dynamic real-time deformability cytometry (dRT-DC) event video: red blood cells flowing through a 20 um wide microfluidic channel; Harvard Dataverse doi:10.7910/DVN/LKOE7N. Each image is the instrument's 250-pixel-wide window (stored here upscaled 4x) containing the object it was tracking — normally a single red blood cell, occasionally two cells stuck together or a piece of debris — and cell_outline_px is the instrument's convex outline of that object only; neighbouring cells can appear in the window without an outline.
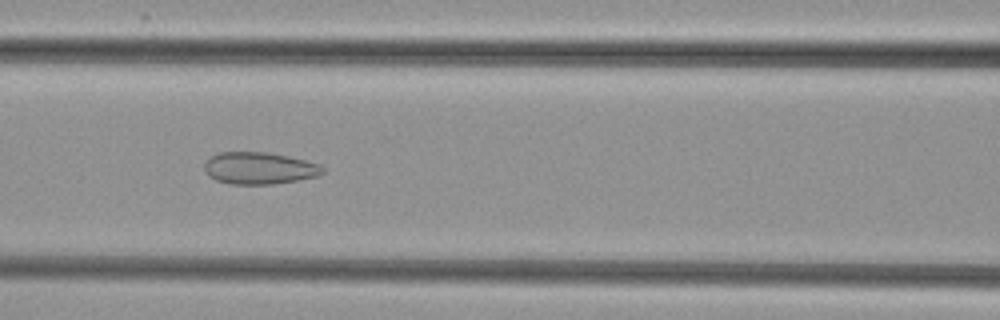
{"species": "common noctule bat (a hibernating species)", "species_latin": "Nyctalus noctula", "temperature_condition": "cold", "stored_images_in_passage": 37, "camera_frame_rate_fps": 3000, "um_per_image_px": 0.085, "animal": {"sex": "female", "body_mass_g": 29.2, "forearm_length_mm": 56.3}, "frame": {"image": 1, "passage_image": 8, "time_ms": 2.333, "image_size_px": [1000, 320], "cell_outline_px": [[324, 172], [320, 176], [272, 184], [228, 184], [216, 180], [208, 176], [204, 168], [204, 164], [212, 156], [220, 152], [264, 152], [288, 156], [320, 164], [324, 168]], "centroid_in_image_um": [22.04, 14.3], "position_along_channel_um": 144.6, "area_um2": 22.02}}
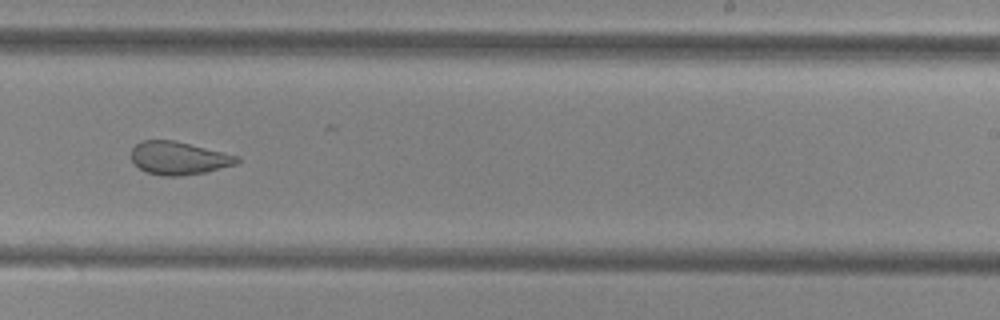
{"frame": {"image": 2, "passage_image": 18, "time_ms": 5.667, "image_size_px": [1000, 320], "cell_outline_px": [[240, 160], [236, 164], [204, 172], [180, 176], [160, 176], [144, 172], [132, 160], [132, 148], [140, 140], [172, 140], [240, 156]], "centroid_in_image_um": [15.17, 13.44], "position_along_channel_um": 273.8, "area_um2": 20.23}}
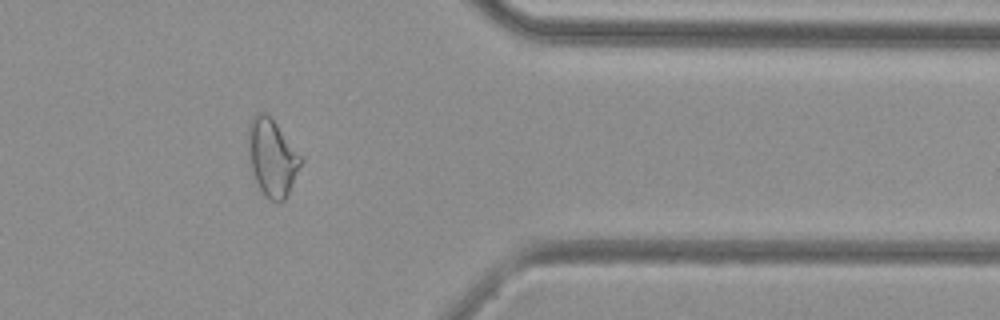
{"frame": {"image": 3, "passage_image": 28, "time_ms": 9.0, "image_size_px": [1000, 320], "cell_outline_px": [[304, 160], [284, 200], [268, 200], [264, 196], [252, 172], [248, 148], [248, 128], [252, 116], [256, 112], [264, 112], [276, 124]], "centroid_in_image_um": [23.11, 13.38], "position_along_channel_um": 388.3, "area_um2": 23.18}}